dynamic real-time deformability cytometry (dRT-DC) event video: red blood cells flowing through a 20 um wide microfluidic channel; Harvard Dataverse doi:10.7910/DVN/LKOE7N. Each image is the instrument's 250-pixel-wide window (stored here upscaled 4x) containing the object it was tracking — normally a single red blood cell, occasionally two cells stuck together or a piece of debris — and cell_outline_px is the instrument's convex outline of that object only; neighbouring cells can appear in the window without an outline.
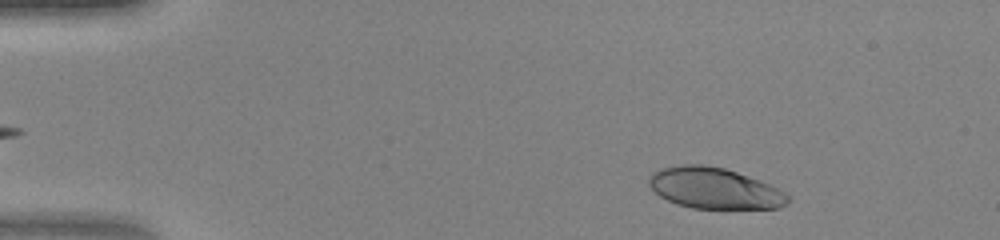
{"species": "human", "species_latin": "Homo sapiens", "temperature_condition": "warm", "stored_images_in_passage": 44, "camera_frame_rate_fps": 3000, "um_per_image_px": 0.085, "donor": {"sex": "female"}, "frame": {"image": 1, "passage_image": 4, "time_ms": 1.0, "image_size_px": [1000, 240], "cell_outline_px": [[792, 200], [788, 204], [780, 208], [692, 208], [676, 204], [660, 196], [648, 184], [648, 176], [652, 172], [660, 168], [680, 164], [704, 164], [724, 168], [760, 180], [784, 192]], "centroid_in_image_um": [60.71, 15.99], "position_along_channel_um": 24.3, "area_um2": 33.29}}
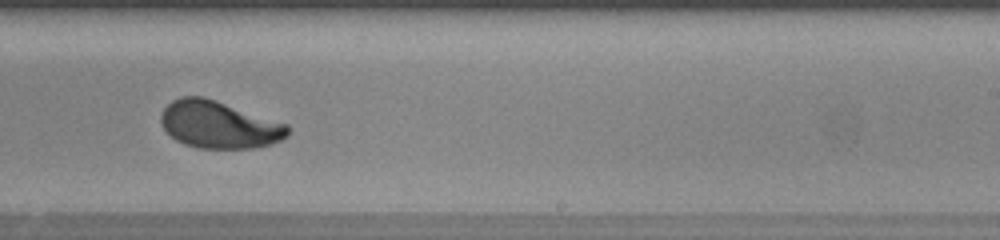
{"frame": {"image": 2, "passage_image": 27, "time_ms": 8.667, "image_size_px": [1000, 240], "cell_outline_px": [[288, 136], [272, 144], [256, 148], [200, 148], [184, 144], [176, 140], [164, 128], [160, 120], [160, 116], [164, 108], [172, 100], [180, 96], [204, 96], [288, 124]], "centroid_in_image_um": [18.61, 10.59], "position_along_channel_um": 270.4, "area_um2": 34.91}}
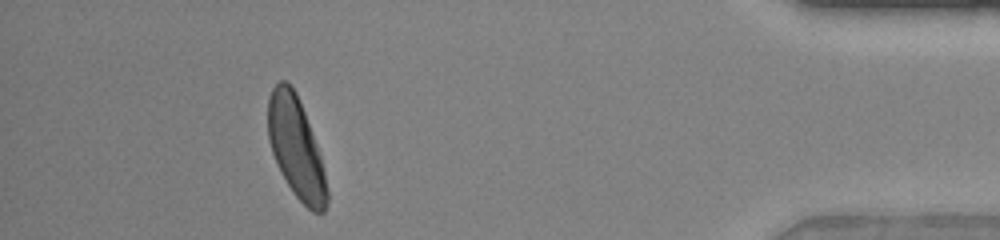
{"frame": {"image": 3, "passage_image": 40, "time_ms": 13.0, "image_size_px": [1000, 240], "cell_outline_px": [[328, 200], [324, 212], [312, 212], [292, 192], [280, 172], [276, 164], [268, 140], [268, 96], [272, 88], [280, 80], [288, 80], [296, 92], [304, 112], [316, 144], [320, 156], [324, 172], [328, 192]], "centroid_in_image_um": [25.14, 12.54], "position_along_channel_um": 410.1, "area_um2": 34.51}}